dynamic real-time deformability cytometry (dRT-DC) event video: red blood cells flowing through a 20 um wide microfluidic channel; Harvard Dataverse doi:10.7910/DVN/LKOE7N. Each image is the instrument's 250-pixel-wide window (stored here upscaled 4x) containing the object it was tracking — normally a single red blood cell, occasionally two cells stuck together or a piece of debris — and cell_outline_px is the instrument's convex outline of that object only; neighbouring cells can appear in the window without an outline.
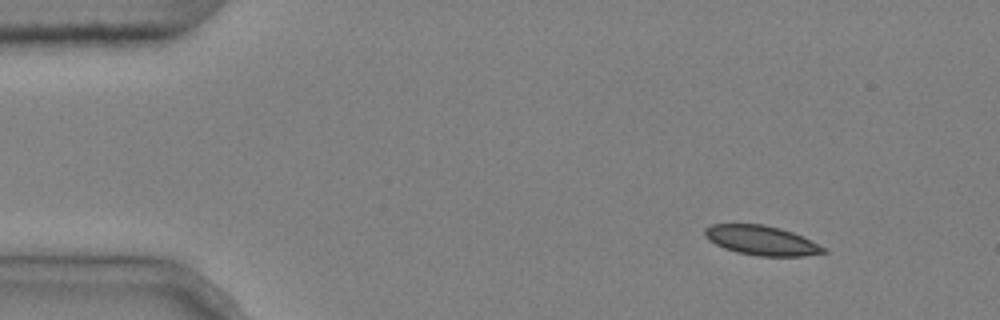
{"species": "common noctule bat (a hibernating species)", "species_latin": "Nyctalus noctula", "temperature_condition": "cold", "stored_images_in_passage": 4, "segment_of_instrument_passage": [2, 2], "camera_frame_rate_fps": 3000, "um_per_image_px": 0.085, "animal": {"sex": "male", "body_mass_g": 20.4}, "frame": {"image": 1, "passage_image": 4, "time_ms": 1.0, "image_size_px": [1000, 320], "cell_outline_px": [[828, 252], [804, 256], [756, 256], [736, 252], [724, 248], [708, 240], [704, 236], [704, 228], [712, 224], [760, 224], [780, 228], [792, 232], [828, 248]], "centroid_in_image_um": [64.73, 20.44], "position_along_channel_um": 20.3, "area_um2": 20.52}}